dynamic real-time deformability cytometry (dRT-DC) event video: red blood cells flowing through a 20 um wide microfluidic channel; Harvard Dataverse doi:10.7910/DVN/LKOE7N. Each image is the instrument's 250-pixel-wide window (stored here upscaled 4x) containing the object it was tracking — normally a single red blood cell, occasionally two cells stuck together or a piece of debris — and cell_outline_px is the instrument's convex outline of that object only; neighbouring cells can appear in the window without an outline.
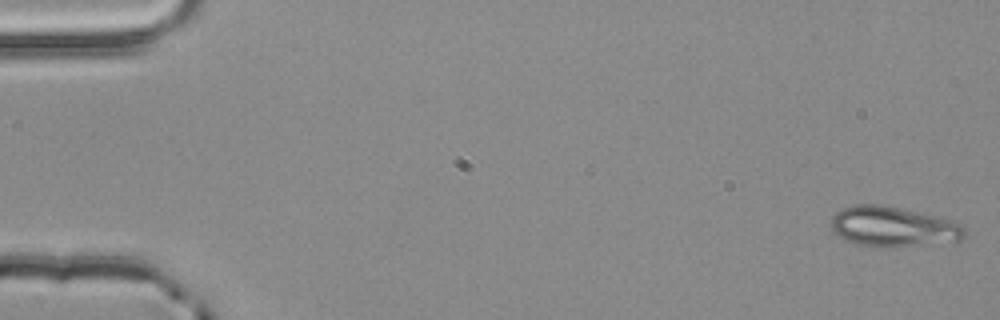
{"species": "common noctule bat (a hibernating species)", "species_latin": "Nyctalus noctula", "temperature_condition": "room temperature", "stored_images_in_passage": 54, "camera_frame_rate_fps": 3000, "um_per_image_px": 0.085, "animal": {"sex": "male", "body_mass_g": 20.4}, "frame": {"image": 1, "passage_image": 1, "time_ms": 0.0, "image_size_px": [1000, 320], "cell_outline_px": [[968, 236], [960, 240], [884, 248], [880, 248], [856, 244], [844, 240], [832, 228], [832, 216], [840, 208], [856, 204], [880, 204], [900, 208], [948, 220], [960, 224], [968, 232]], "centroid_in_image_um": [75.88, 19.27], "position_along_channel_um": 9.1, "area_um2": 30.98}}
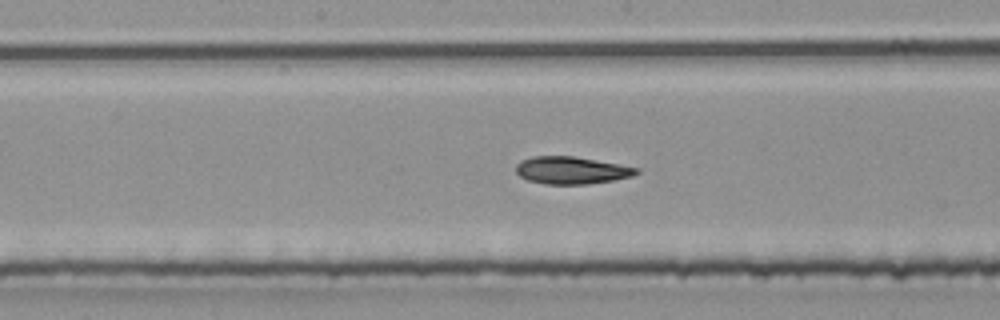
{"frame": {"image": 2, "passage_image": 28, "time_ms": 9.0, "image_size_px": [1000, 320], "cell_outline_px": [[640, 172], [632, 176], [612, 180], [588, 184], [544, 184], [528, 180], [520, 176], [516, 172], [516, 164], [520, 160], [532, 156], [572, 156], [596, 160], [640, 168]], "centroid_in_image_um": [48.55, 14.47], "position_along_channel_um": 199.6, "area_um2": 19.19}}
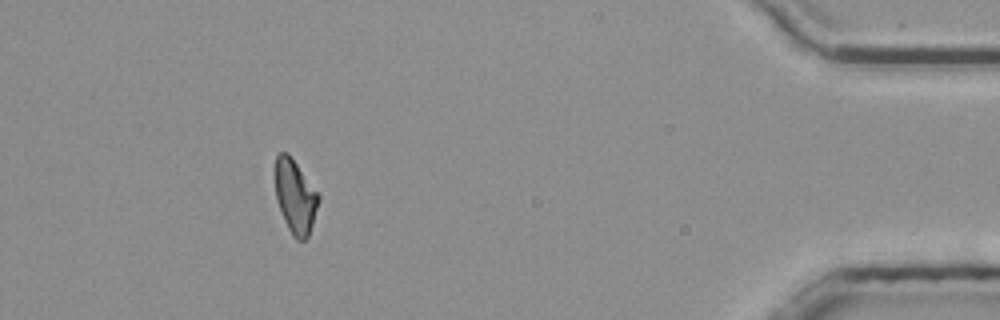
{"frame": {"image": 3, "passage_image": 49, "time_ms": 16.0, "image_size_px": [1000, 320], "cell_outline_px": [[320, 200], [308, 236], [304, 240], [296, 240], [292, 236], [284, 220], [276, 200], [276, 156], [280, 152], [288, 152], [320, 196]], "centroid_in_image_um": [25.1, 16.72], "position_along_channel_um": 410.1, "area_um2": 18.38}, "authors_computed_cell_mechanics": {"area_um2": 19.5075, "velocity_mm_per_s": 3.8693, "shape_relaxation_time_tau1_ms": 10.2822, "shape_relaxation_time_tau2_ms": 2.7162, "deformation_change_tau1": 0.2247, "deformation_change_tau2": 0.0814}}